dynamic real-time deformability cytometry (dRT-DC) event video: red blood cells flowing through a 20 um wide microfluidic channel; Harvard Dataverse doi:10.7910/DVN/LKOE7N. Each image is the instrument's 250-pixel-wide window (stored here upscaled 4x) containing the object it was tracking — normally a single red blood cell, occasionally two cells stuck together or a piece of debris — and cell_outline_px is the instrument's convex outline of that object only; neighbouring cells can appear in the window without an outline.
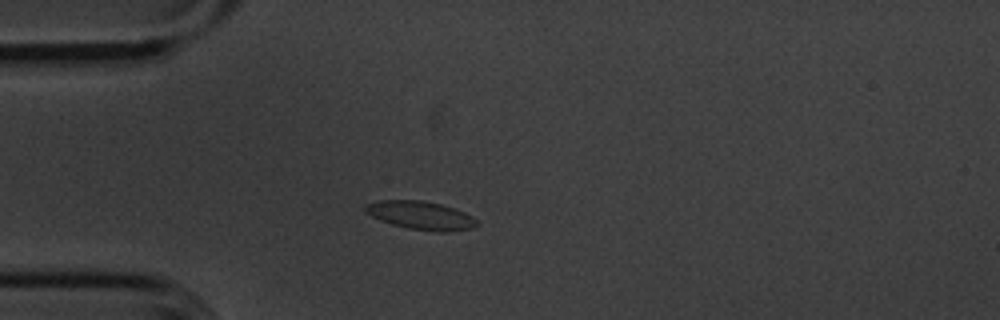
{"species": "common noctule bat (a hibernating species)", "species_latin": "Nyctalus noctula", "temperature_condition": "cold", "stored_images_in_passage": 42, "camera_frame_rate_fps": 3000, "um_per_image_px": 0.085, "animal": {"sex": "male", "body_mass_g": 20.1, "forearm_length_mm": 53.5}, "frame": {"image": 1, "passage_image": 1, "time_ms": 0.0, "image_size_px": [1000, 320], "cell_outline_px": [[480, 224], [472, 228], [448, 232], [436, 232], [408, 228], [392, 224], [380, 220], [364, 212], [364, 204], [376, 200], [420, 200], [440, 204], [464, 212], [472, 216]], "centroid_in_image_um": [35.74, 18.31], "position_along_channel_um": 49.3, "area_um2": 18.5}}
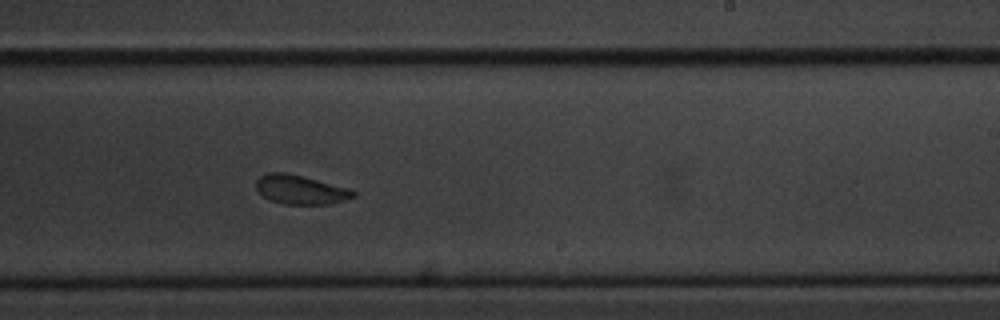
{"frame": {"image": 2, "passage_image": 20, "time_ms": 6.333, "image_size_px": [1000, 320], "cell_outline_px": [[356, 196], [344, 200], [328, 204], [284, 204], [272, 200], [264, 196], [256, 188], [256, 180], [260, 176], [268, 172], [284, 172], [348, 188], [356, 192]], "centroid_in_image_um": [25.53, 16.12], "position_along_channel_um": 263.5, "area_um2": 16.13}}
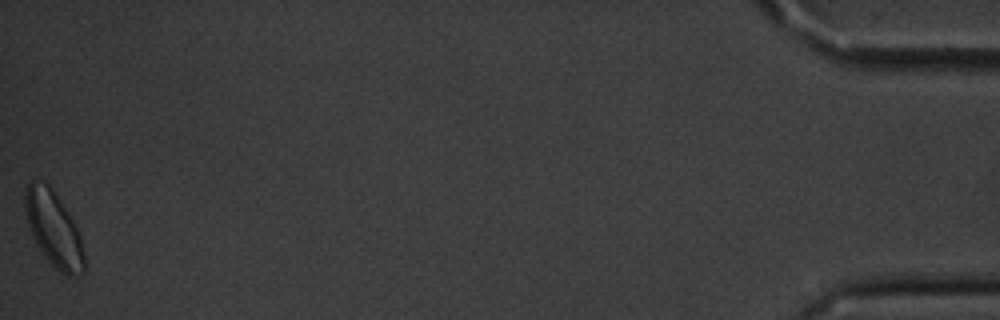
{"frame": {"image": 3, "passage_image": 42, "time_ms": 13.667, "image_size_px": [1000, 320], "cell_outline_px": [[84, 272], [76, 276], [68, 276], [60, 272], [44, 256], [36, 244], [28, 228], [24, 212], [24, 196], [28, 184], [32, 180], [36, 180], [48, 184], [52, 188], [60, 200], [72, 220], [80, 236], [84, 252]], "centroid_in_image_um": [4.53, 19.47], "position_along_channel_um": 430.7, "area_um2": 25.84}, "authors_computed_cell_mechanics": {"area_um2": 17.3689, "velocity_mm_per_s": 3.5728, "shape_relaxation_time_tau1_ms": 2.0209, "shape_relaxation_time_tau2_ms": 2.2416, "deformation_change_tau1": 0.083, "deformation_change_tau2": 0.0723}}